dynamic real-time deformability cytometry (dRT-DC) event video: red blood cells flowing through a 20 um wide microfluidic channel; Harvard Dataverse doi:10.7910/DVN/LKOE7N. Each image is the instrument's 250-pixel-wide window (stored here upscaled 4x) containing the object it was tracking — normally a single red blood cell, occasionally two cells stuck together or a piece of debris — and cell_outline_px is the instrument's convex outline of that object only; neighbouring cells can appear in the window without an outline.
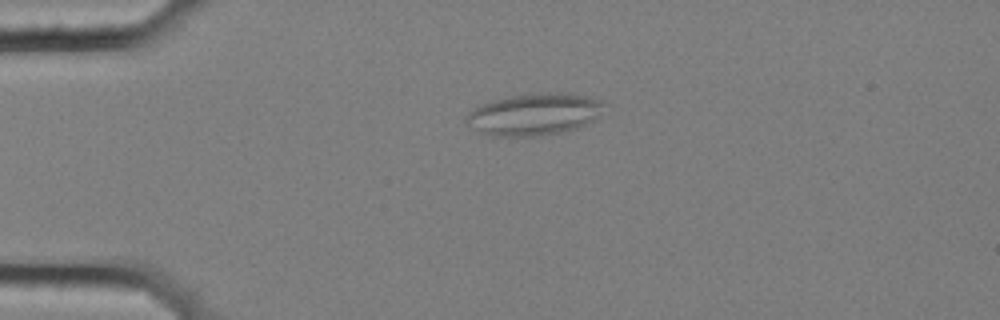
{"species": "common noctule bat (a hibernating species)", "species_latin": "Nyctalus noctula", "temperature_condition": "cold", "stored_images_in_passage": 57, "camera_frame_rate_fps": 3000, "um_per_image_px": 0.085, "animal": {"sex": "female", "body_mass_g": 25.1}, "frame": {"image": 1, "passage_image": 14, "time_ms": 4.333, "image_size_px": [1000, 320], "cell_outline_px": [[608, 104], [592, 120], [576, 128], [564, 132], [536, 136], [492, 136], [464, 124], [464, 116], [468, 112], [484, 104], [496, 100], [512, 96], [532, 92], [568, 92], [588, 96], [600, 100]], "centroid_in_image_um": [45.42, 9.7], "position_along_channel_um": 39.6, "area_um2": 33.76}}
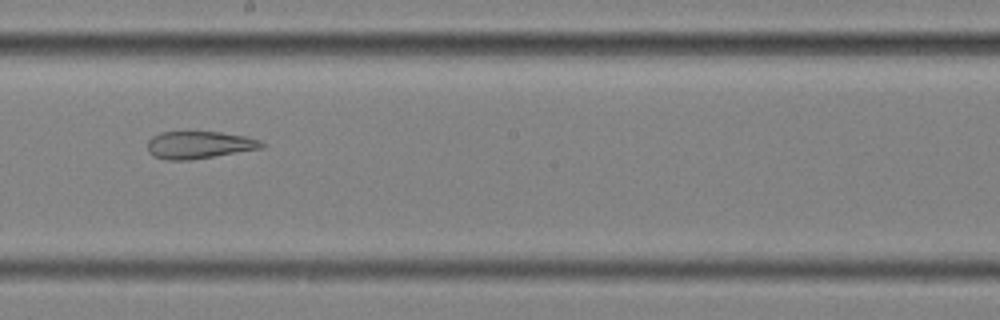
{"frame": {"image": 2, "passage_image": 33, "time_ms": 10.667, "image_size_px": [1000, 320], "cell_outline_px": [[264, 148], [188, 160], [168, 160], [152, 156], [148, 152], [148, 140], [152, 136], [160, 132], [220, 132], [244, 136], [260, 140], [264, 144]], "centroid_in_image_um": [16.9, 12.32], "position_along_channel_um": 231.3, "area_um2": 18.15}}
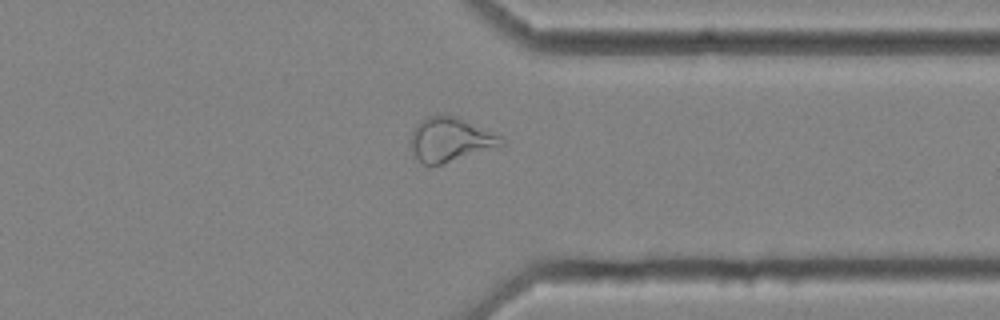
{"frame": {"image": 3, "passage_image": 45, "time_ms": 14.667, "image_size_px": [1000, 320], "cell_outline_px": [[504, 144], [500, 148], [440, 164], [424, 164], [412, 152], [412, 132], [416, 124], [420, 120], [428, 116], [456, 116], [500, 136], [504, 140]], "centroid_in_image_um": [38.32, 11.87], "position_along_channel_um": 373.1, "area_um2": 22.95}, "authors_computed_cell_mechanics": {"area_um2": 26.3568, "velocity_mm_per_s": 3.5605, "shape_relaxation_time_tau1_ms": null, "shape_relaxation_time_tau2_ms": 3.3246, "deformation_change_tau1": null, "deformation_change_tau2": 0.1272}}